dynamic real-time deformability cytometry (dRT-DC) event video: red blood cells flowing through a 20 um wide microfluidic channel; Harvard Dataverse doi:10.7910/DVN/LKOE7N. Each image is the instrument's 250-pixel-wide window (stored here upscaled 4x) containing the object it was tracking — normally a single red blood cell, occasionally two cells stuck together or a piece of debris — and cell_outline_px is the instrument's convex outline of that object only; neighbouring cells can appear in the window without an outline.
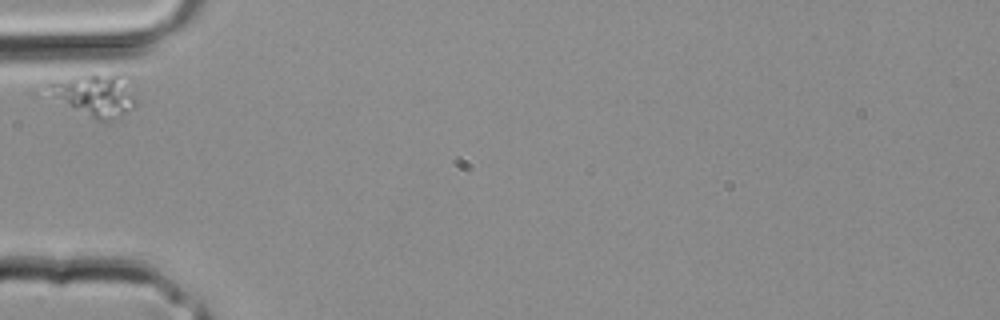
{"species": "common noctule bat (a hibernating species)", "species_latin": "Nyctalus noctula", "temperature_condition": "room temperature", "stored_images_in_passage": 2, "camera_frame_rate_fps": 3000, "um_per_image_px": 0.085, "animal": {"sex": "male", "body_mass_g": 20.4}, "frame": {"image": 1, "passage_image": 2, "time_ms": 0.333, "image_size_px": [1000, 320], "cell_outline_px": [[136, 108], [112, 120], [96, 120], [56, 96], [52, 92], [52, 84], [88, 76], [116, 72], [128, 72], [136, 96]], "centroid_in_image_um": [8.43, 8.06], "position_along_channel_um": 76.6, "area_um2": 20.69}}